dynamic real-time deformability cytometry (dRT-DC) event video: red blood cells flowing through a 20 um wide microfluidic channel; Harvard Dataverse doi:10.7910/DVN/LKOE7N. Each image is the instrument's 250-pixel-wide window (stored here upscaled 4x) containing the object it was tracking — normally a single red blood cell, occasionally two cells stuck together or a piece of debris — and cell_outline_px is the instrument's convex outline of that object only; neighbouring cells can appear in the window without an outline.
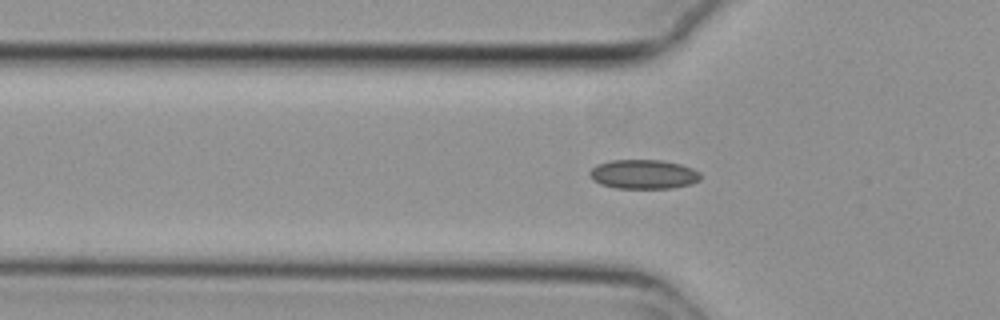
{"species": "common noctule bat (a hibernating species)", "species_latin": "Nyctalus noctula", "temperature_condition": "cold", "stored_images_in_passage": 55, "camera_frame_rate_fps": 3000, "um_per_image_px": 0.085, "animal": {"sex": "female", "body_mass_g": 29.2, "forearm_length_mm": 56.3}, "frame": {"image": 1, "passage_image": 17, "time_ms": 5.333, "image_size_px": [1000, 320], "cell_outline_px": [[700, 180], [692, 184], [672, 188], [616, 188], [600, 184], [592, 180], [588, 176], [588, 172], [596, 164], [612, 160], [660, 160], [680, 164], [692, 168], [700, 172]], "centroid_in_image_um": [54.67, 14.81], "position_along_channel_um": 71.1, "area_um2": 19.07}}
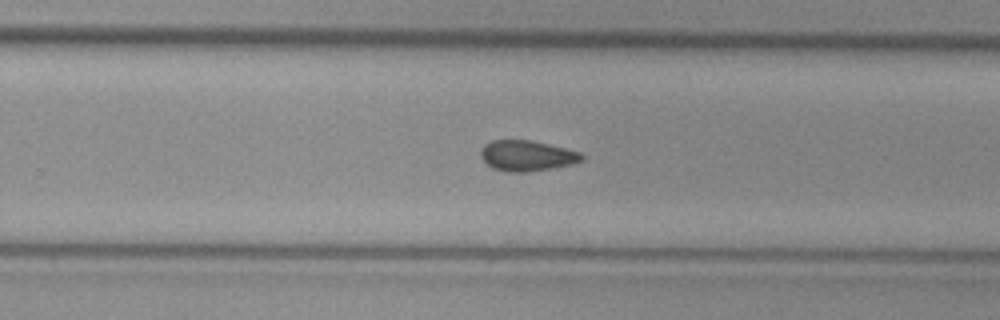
{"frame": {"image": 2, "passage_image": 34, "time_ms": 11.0, "image_size_px": [1000, 320], "cell_outline_px": [[584, 160], [572, 164], [552, 168], [528, 172], [508, 172], [492, 168], [480, 156], [480, 148], [484, 144], [492, 140], [528, 140], [548, 144], [580, 152], [584, 156]], "centroid_in_image_um": [44.77, 13.24], "position_along_channel_um": 285.0, "area_um2": 18.03}}
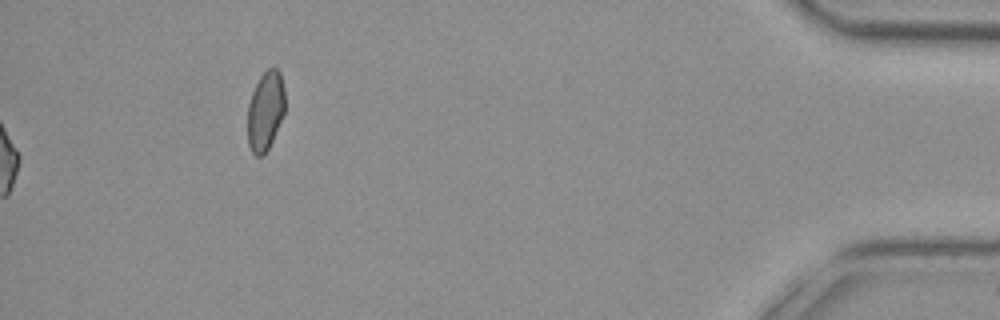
{"frame": {"image": 3, "passage_image": 55, "time_ms": 18.0, "image_size_px": [1000, 320], "cell_outline_px": [[284, 112], [272, 140], [268, 148], [260, 156], [256, 156], [252, 152], [248, 144], [248, 104], [252, 92], [260, 76], [268, 68], [276, 68], [280, 72], [284, 88]], "centroid_in_image_um": [22.55, 9.4], "position_along_channel_um": 412.7, "area_um2": 16.99}, "authors_computed_cell_mechanics": {"area_um2": 18.0336, "velocity_mm_per_s": 3.7674, "shape_relaxation_time_tau1_ms": null, "shape_relaxation_time_tau2_ms": 10.1837, "deformation_change_tau1": null, "deformation_change_tau2": 0.1458}}